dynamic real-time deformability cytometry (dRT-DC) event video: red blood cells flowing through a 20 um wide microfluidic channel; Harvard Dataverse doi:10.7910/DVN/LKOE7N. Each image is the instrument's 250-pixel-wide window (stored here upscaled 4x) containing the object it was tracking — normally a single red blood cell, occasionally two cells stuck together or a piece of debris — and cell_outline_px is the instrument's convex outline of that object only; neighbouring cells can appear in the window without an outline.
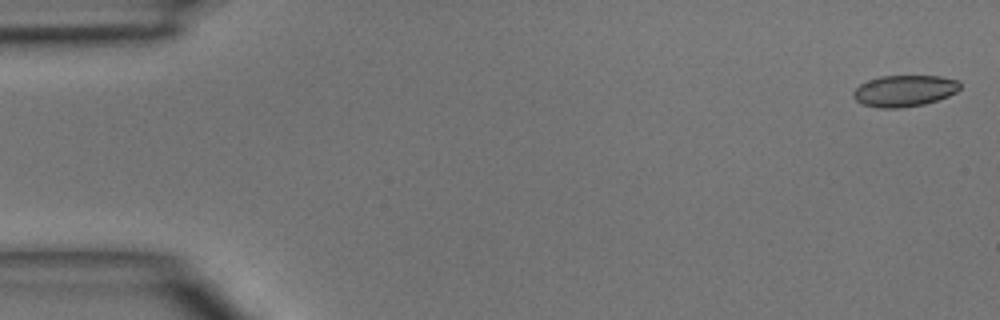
{"species": "common noctule bat (a hibernating species)", "species_latin": "Nyctalus noctula", "temperature_condition": "room temperature", "stored_images_in_passage": 13, "camera_frame_rate_fps": 3000, "um_per_image_px": 0.085, "animal": {"sex": "male", "body_mass_g": 15.6}, "frame": {"image": 1, "passage_image": 1, "time_ms": 0.0, "image_size_px": [1000, 320], "cell_outline_px": [[960, 88], [956, 92], [948, 96], [924, 104], [900, 108], [880, 108], [864, 104], [856, 100], [852, 96], [852, 92], [860, 84], [868, 80], [880, 76], [940, 76], [956, 80], [960, 84]], "centroid_in_image_um": [76.85, 7.72], "position_along_channel_um": 8.1, "area_um2": 19.42}}